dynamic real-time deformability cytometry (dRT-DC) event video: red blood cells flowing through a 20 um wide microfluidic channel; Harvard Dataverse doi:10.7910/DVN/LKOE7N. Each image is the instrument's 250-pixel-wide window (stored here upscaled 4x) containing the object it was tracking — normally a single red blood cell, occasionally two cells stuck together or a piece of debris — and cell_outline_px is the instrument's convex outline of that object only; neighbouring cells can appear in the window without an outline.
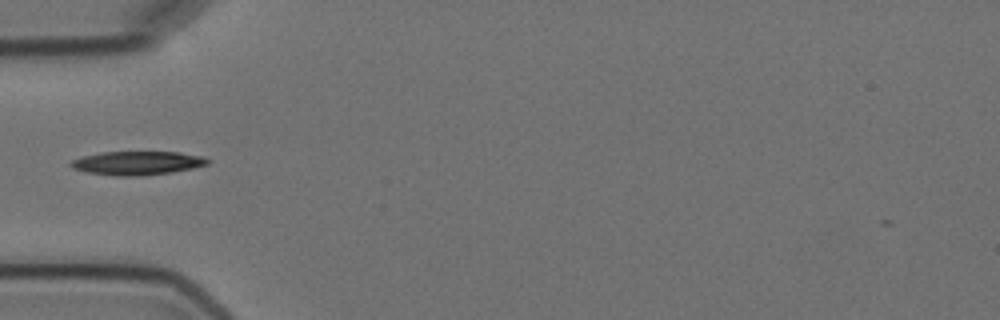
{"species": "Egyptian fruit bat (a non-hibernating species)", "species_latin": "Rousettus aegyptiacus", "temperature_condition": "cold", "stored_images_in_passage": 12, "camera_frame_rate_fps": 3000, "um_per_image_px": 0.085, "animal": {"sex": "female"}, "frame": {"image": 1, "passage_image": 4, "time_ms": 4.667, "image_size_px": [1000, 320], "cell_outline_px": [[212, 160], [208, 164], [192, 168], [172, 172], [140, 176], [116, 176], [88, 172], [72, 168], [68, 164], [72, 160], [84, 156], [100, 152], [180, 152], [204, 156]], "centroid_in_image_um": [11.7, 13.85], "position_along_channel_um": 73.3, "area_um2": 18.96}}
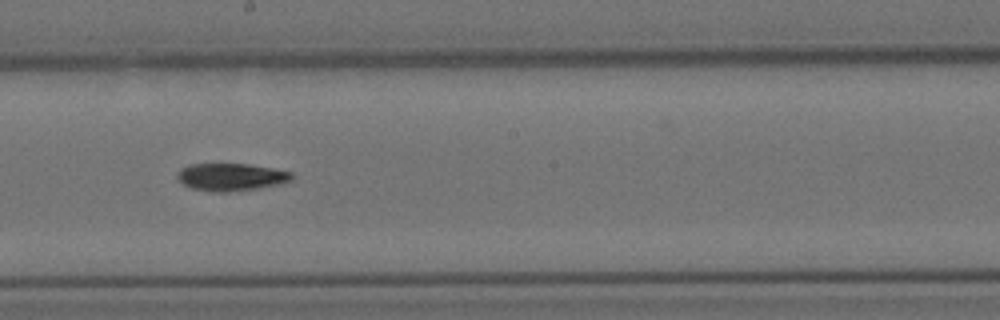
{"frame": {"image": 2, "passage_image": 8, "time_ms": 9.0, "image_size_px": [1000, 320], "cell_outline_px": [[292, 180], [284, 184], [260, 188], [228, 192], [212, 192], [192, 188], [184, 184], [176, 176], [180, 168], [188, 164], [248, 164], [272, 168], [292, 172]], "centroid_in_image_um": [19.66, 15.05], "position_along_channel_um": 228.5, "area_um2": 18.5}}
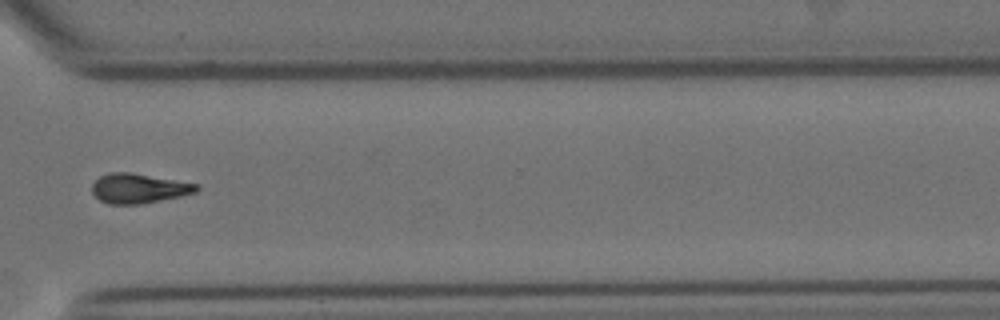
{"frame": {"image": 3, "passage_image": 11, "time_ms": 12.667, "image_size_px": [1000, 320], "cell_outline_px": [[200, 188], [196, 192], [180, 196], [140, 204], [108, 204], [100, 200], [92, 192], [92, 184], [100, 176], [108, 172], [132, 172], [200, 184]], "centroid_in_image_um": [11.8, 16.0], "position_along_channel_um": 358.8, "area_um2": 18.15}, "authors_computed_cell_mechanics": {"area_um2": 18.5538, "velocity_mm_per_s": 3.5688, "shape_relaxation_time_tau1_ms": 5.3378, "shape_relaxation_time_tau2_ms": null, "deformation_change_tau1": 0.1691, "deformation_change_tau2": null}}